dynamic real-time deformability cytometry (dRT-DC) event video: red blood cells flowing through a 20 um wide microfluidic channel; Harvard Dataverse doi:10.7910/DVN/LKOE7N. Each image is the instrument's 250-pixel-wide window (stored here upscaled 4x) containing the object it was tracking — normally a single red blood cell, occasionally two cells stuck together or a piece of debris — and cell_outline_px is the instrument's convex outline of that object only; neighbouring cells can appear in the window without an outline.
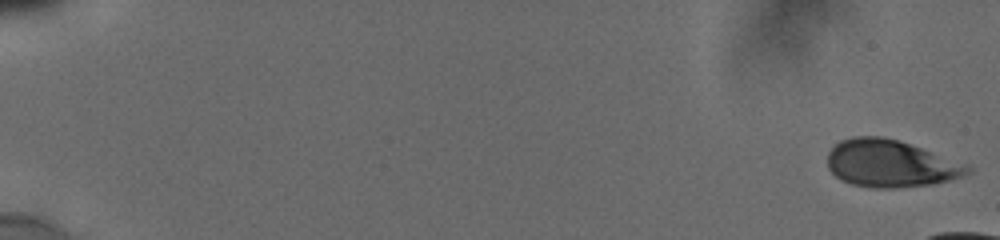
{"species": "human", "species_latin": "Homo sapiens", "temperature_condition": "cold", "stored_images_in_passage": 15, "camera_frame_rate_fps": 3000, "um_per_image_px": 0.085, "donor": {"sex": "male"}, "frame": {"image": 1, "passage_image": 1, "time_ms": 0.0, "image_size_px": [1000, 240], "cell_outline_px": [[972, 172], [948, 180], [928, 184], [892, 188], [876, 188], [852, 184], [836, 176], [828, 168], [828, 152], [840, 140], [852, 136], [880, 136], [896, 140], [968, 164], [972, 168]], "centroid_in_image_um": [75.67, 13.89], "position_along_channel_um": 9.3, "area_um2": 37.97}}